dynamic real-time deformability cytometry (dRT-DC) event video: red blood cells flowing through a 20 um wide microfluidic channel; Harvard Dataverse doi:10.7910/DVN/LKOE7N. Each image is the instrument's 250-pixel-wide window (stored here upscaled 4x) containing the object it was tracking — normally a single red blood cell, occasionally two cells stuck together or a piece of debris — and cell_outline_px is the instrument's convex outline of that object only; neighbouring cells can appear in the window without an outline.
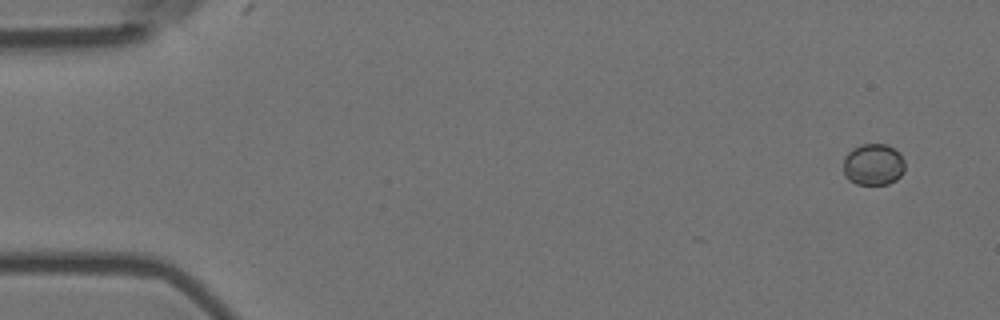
{"species": "Egyptian fruit bat (a non-hibernating species)", "species_latin": "Rousettus aegyptiacus", "temperature_condition": "room temperature", "stored_images_in_passage": 3, "camera_frame_rate_fps": 3000, "um_per_image_px": 0.085, "animal": {"sex": "female"}, "frame": {"image": 1, "passage_image": 1, "time_ms": 0.0, "image_size_px": [1000, 320], "cell_outline_px": [[904, 172], [896, 180], [888, 184], [856, 184], [848, 180], [844, 176], [844, 156], [852, 148], [864, 144], [888, 144], [900, 152], [904, 160]], "centroid_in_image_um": [74.24, 13.98], "position_along_channel_um": 10.8, "area_um2": 15.14}}